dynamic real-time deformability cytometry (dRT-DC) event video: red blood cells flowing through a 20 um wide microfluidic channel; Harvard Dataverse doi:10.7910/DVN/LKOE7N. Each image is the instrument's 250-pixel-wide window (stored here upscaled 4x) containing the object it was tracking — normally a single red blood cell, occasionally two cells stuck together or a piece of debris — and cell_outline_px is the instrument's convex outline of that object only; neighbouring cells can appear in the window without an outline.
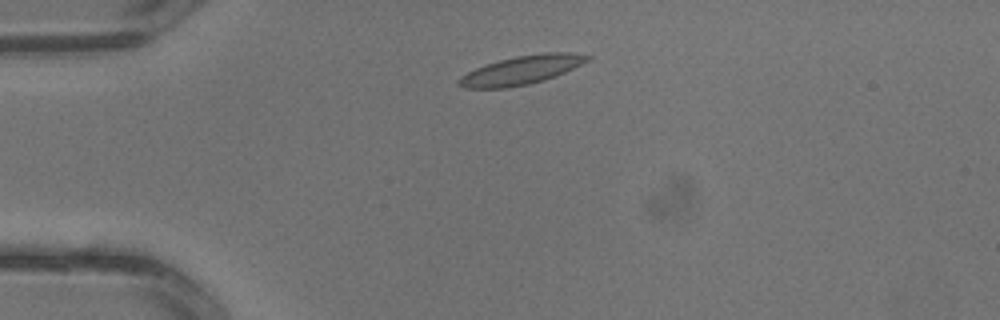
{"species": "common noctule bat (a hibernating species)", "species_latin": "Nyctalus noctula", "temperature_condition": "warm", "stored_images_in_passage": 2, "camera_frame_rate_fps": 3000, "um_per_image_px": 0.085, "animal": {"sex": "male", "body_mass_g": 13.3}, "frame": {"image": 1, "passage_image": 1, "time_ms": 0.0, "image_size_px": [1000, 320], "cell_outline_px": [[592, 60], [556, 76], [544, 80], [528, 84], [508, 88], [464, 88], [456, 84], [456, 80], [460, 76], [476, 68], [500, 60], [516, 56], [544, 52], [568, 52], [592, 56]], "centroid_in_image_um": [44.35, 5.96], "position_along_channel_um": 40.6, "area_um2": 21.62}}
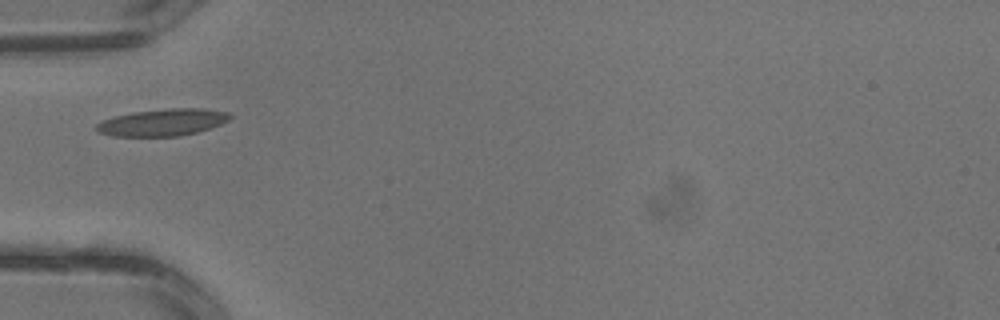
{"frame": {"image": 2, "passage_image": 2, "time_ms": 0.333, "image_size_px": [1000, 320], "cell_outline_px": [[232, 116], [228, 120], [220, 124], [196, 132], [180, 136], [112, 136], [96, 132], [96, 124], [100, 120], [116, 116], [136, 112], [172, 108], [200, 108], [228, 112]], "centroid_in_image_um": [13.79, 10.41], "position_along_channel_um": 71.2, "area_um2": 20.81}}